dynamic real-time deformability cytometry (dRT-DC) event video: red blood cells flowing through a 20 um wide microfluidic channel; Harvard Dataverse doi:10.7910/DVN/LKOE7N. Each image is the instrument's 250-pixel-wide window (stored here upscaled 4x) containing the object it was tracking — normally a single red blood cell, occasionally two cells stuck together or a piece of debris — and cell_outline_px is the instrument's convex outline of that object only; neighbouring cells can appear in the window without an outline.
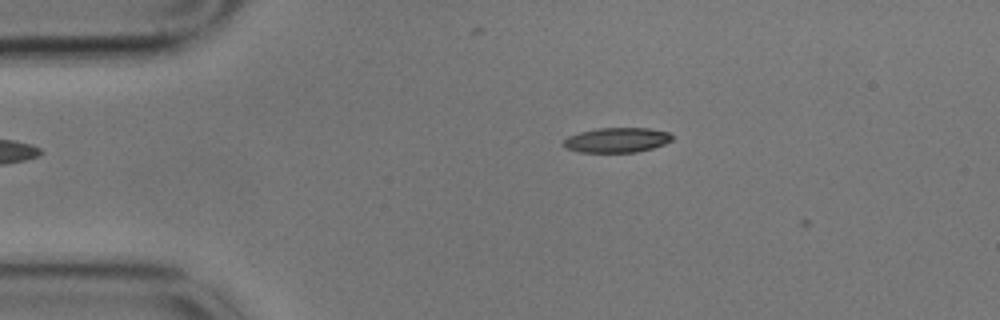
{"species": "common noctule bat (a hibernating species)", "species_latin": "Nyctalus noctula", "temperature_condition": "cold", "stored_images_in_passage": 3, "camera_frame_rate_fps": 3000, "um_per_image_px": 0.085, "animal": {"sex": "male", "body_mass_g": 17.9}, "frame": {"image": 1, "passage_image": 2, "time_ms": 0.333, "image_size_px": [1000, 320], "cell_outline_px": [[672, 140], [664, 144], [652, 148], [636, 152], [580, 152], [564, 148], [564, 140], [568, 136], [580, 132], [596, 128], [648, 128], [668, 132], [672, 136]], "centroid_in_image_um": [52.41, 11.9], "position_along_channel_um": 32.6, "area_um2": 15.66}}